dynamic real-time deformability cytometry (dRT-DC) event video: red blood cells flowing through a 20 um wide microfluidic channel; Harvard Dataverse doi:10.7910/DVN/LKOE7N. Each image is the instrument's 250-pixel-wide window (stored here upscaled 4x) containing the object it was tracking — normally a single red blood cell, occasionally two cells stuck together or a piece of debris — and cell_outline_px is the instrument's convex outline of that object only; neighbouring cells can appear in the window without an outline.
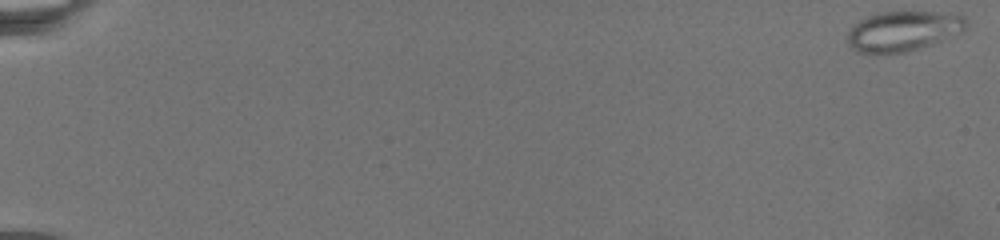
{"species": "common noctule bat (a hibernating species)", "species_latin": "Nyctalus noctula", "temperature_condition": "warm", "stored_images_in_passage": 55, "camera_frame_rate_fps": 3000, "um_per_image_px": 0.085, "animal": {"sex": "female", "body_mass_g": 19.5, "forearm_length_mm": 54.1}, "frame": {"image": 1, "passage_image": 1, "time_ms": 0.0, "image_size_px": [1000, 240], "cell_outline_px": [[968, 24], [960, 32], [932, 44], [908, 52], [856, 52], [848, 44], [848, 32], [860, 20], [868, 16], [880, 12], [932, 12], [964, 16], [968, 20]], "centroid_in_image_um": [76.77, 2.64], "position_along_channel_um": 8.2, "area_um2": 27.17}}
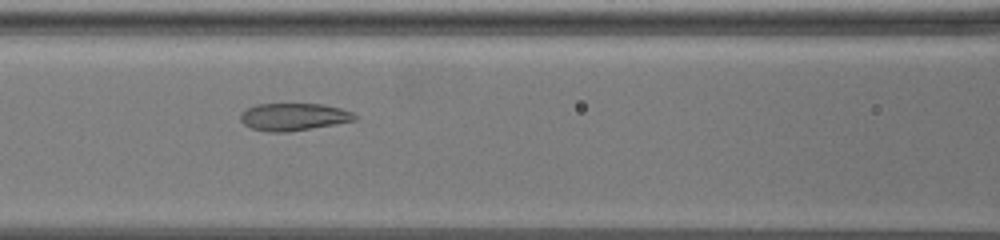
{"frame": {"image": 2, "passage_image": 50, "time_ms": 11.667, "image_size_px": [1000, 240], "cell_outline_px": [[356, 120], [312, 128], [288, 132], [268, 132], [252, 128], [244, 124], [240, 120], [240, 112], [256, 104], [324, 104], [340, 108], [352, 112], [356, 116]], "centroid_in_image_um": [24.93, 9.93], "position_along_channel_um": 141.7, "area_um2": 18.21}}
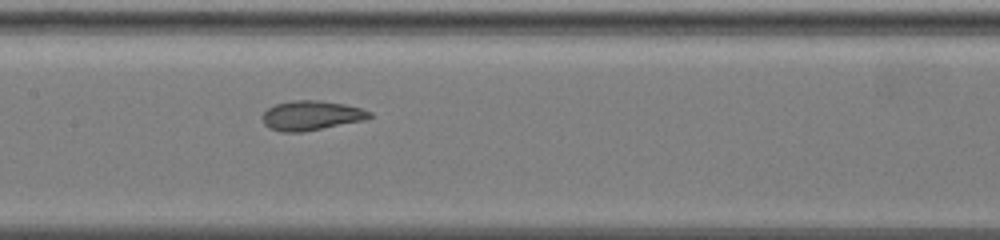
{"frame": {"image": 3, "passage_image": 54, "time_ms": 13.0, "image_size_px": [1000, 240], "cell_outline_px": [[372, 116], [364, 120], [304, 132], [280, 132], [268, 128], [264, 124], [260, 116], [268, 108], [276, 104], [292, 100], [316, 100], [344, 104], [360, 108], [372, 112]], "centroid_in_image_um": [26.42, 9.83], "position_along_channel_um": 181.0, "area_um2": 18.55}}